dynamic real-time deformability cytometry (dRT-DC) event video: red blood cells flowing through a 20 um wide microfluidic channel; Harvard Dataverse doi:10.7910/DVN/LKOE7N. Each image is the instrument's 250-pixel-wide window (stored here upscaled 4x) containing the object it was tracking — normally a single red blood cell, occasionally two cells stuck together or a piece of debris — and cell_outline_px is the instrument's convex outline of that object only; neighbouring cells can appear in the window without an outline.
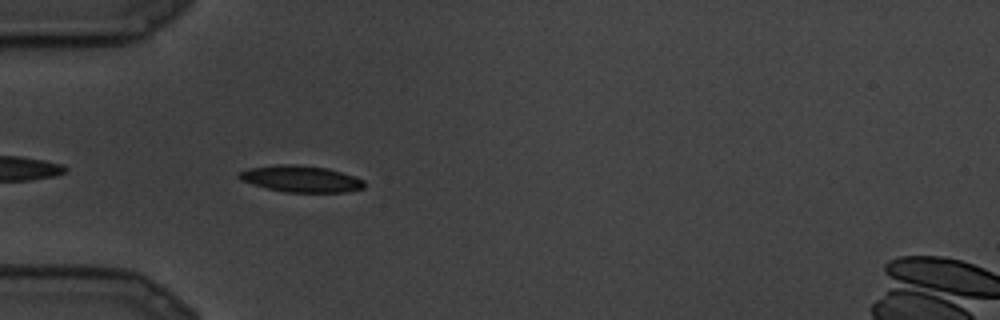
{"species": "common noctule bat (a hibernating species)", "species_latin": "Nyctalus noctula", "temperature_condition": "cold", "stored_images_in_passage": 7, "camera_frame_rate_fps": 3000, "um_per_image_px": 0.085, "animal": {"sex": "male", "body_mass_g": 19.5, "forearm_length_mm": 54.6}, "frame": {"image": 1, "passage_image": 7, "time_ms": 2.0, "image_size_px": [1000, 320], "cell_outline_px": [[364, 188], [344, 192], [284, 192], [252, 184], [240, 180], [236, 176], [240, 172], [248, 168], [280, 164], [296, 164], [328, 168], [364, 180]], "centroid_in_image_um": [25.54, 15.2], "position_along_channel_um": 59.5, "area_um2": 19.25}}